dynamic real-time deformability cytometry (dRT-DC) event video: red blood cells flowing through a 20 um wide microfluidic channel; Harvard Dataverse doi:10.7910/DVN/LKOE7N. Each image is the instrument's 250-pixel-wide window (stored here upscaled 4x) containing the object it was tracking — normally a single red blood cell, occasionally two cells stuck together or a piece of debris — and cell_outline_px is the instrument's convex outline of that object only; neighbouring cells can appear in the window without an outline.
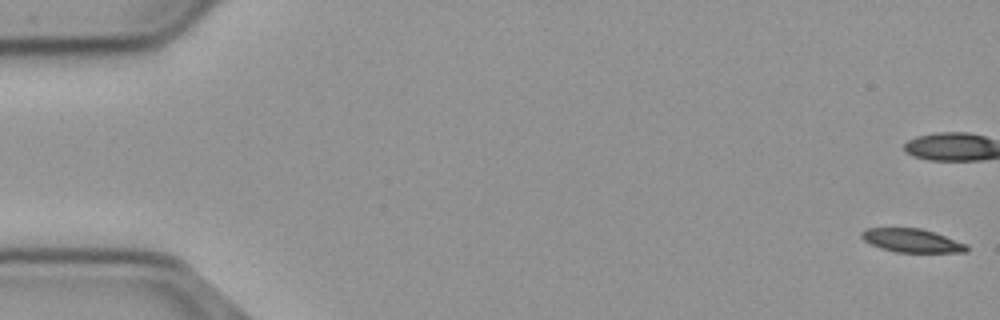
{"species": "common noctule bat (a hibernating species)", "species_latin": "Nyctalus noctula", "temperature_condition": "cold", "stored_images_in_passage": 57, "camera_frame_rate_fps": 3000, "um_per_image_px": 0.085, "animal": {"sex": "male", "body_mass_g": 23.1, "forearm_length_mm": 52.7}, "frame": {"image": 1, "passage_image": 1, "time_ms": 0.0, "image_size_px": [1000, 320], "cell_outline_px": [[968, 252], [896, 252], [880, 248], [864, 240], [860, 236], [860, 232], [868, 228], [920, 228], [968, 244]], "centroid_in_image_um": [77.5, 20.45], "position_along_channel_um": 7.5, "area_um2": 14.28}, "authors_computed_cell_mechanics": {"area_um2": 15.6638, "velocity_mm_per_s": 3.6904, "shape_relaxation_time_tau1_ms": 2.7119, "shape_relaxation_time_tau2_ms": null, "deformation_change_tau1": 0.126, "deformation_change_tau2": null}}